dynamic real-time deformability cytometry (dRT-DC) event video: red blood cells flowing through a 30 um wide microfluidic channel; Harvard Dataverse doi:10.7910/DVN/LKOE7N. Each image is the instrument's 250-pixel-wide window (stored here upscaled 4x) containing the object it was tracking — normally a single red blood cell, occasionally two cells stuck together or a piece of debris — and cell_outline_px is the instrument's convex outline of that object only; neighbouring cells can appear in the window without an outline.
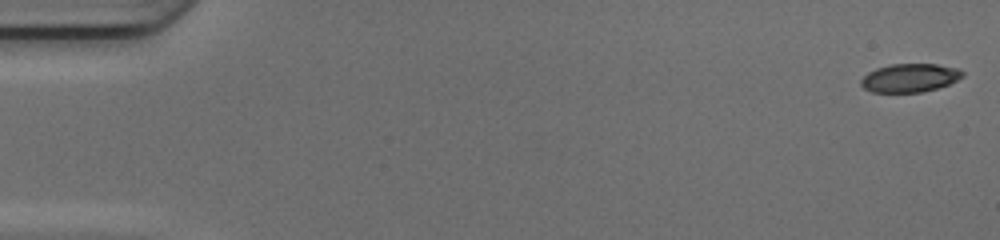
{"species": "common noctule bat (a hibernating species)", "species_latin": "Nyctalus noctula", "temperature_condition": "cold", "stored_images_in_passage": 50, "camera_frame_rate_fps": 3000, "um_per_image_px": 0.085, "animal": {"sex": "female", "body_mass_g": 17.0, "forearm_length_mm": 48.0}, "frame": {"image": 1, "passage_image": 1, "time_ms": 0.0, "image_size_px": [1000, 240], "cell_outline_px": [[964, 76], [948, 84], [936, 88], [920, 92], [872, 92], [864, 88], [860, 84], [860, 80], [868, 72], [876, 68], [892, 64], [936, 64], [956, 68], [964, 72]], "centroid_in_image_um": [77.31, 6.61], "position_along_channel_um": 7.7, "area_um2": 16.7}}
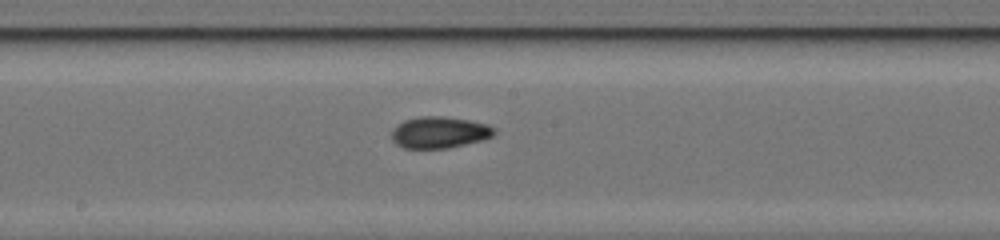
{"frame": {"image": 2, "passage_image": 27, "time_ms": 8.667, "image_size_px": [1000, 240], "cell_outline_px": [[496, 132], [492, 136], [484, 140], [448, 148], [404, 148], [396, 144], [392, 140], [392, 132], [404, 120], [420, 116], [440, 116], [468, 120], [488, 124]], "centroid_in_image_um": [37.37, 11.26], "position_along_channel_um": 210.8, "area_um2": 18.67}}
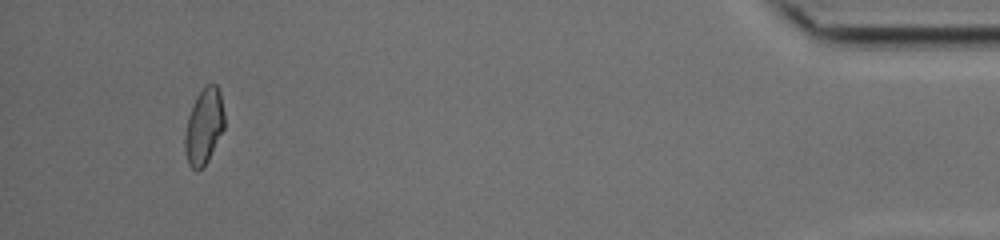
{"frame": {"image": 3, "passage_image": 47, "time_ms": 15.333, "image_size_px": [1000, 240], "cell_outline_px": [[224, 128], [208, 160], [196, 172], [188, 164], [184, 152], [184, 136], [188, 116], [196, 96], [208, 84], [216, 84], [220, 92], [224, 112]], "centroid_in_image_um": [17.32, 10.75], "position_along_channel_um": 417.9, "area_um2": 17.4}, "authors_computed_cell_mechanics": {"area_um2": 17.5712, "velocity_mm_per_s": 4.1941, "shape_relaxation_time_tau1_ms": 3.0997, "shape_relaxation_time_tau2_ms": 2.2201, "deformation_change_tau1": 0.1361, "deformation_change_tau2": 0.0719}}